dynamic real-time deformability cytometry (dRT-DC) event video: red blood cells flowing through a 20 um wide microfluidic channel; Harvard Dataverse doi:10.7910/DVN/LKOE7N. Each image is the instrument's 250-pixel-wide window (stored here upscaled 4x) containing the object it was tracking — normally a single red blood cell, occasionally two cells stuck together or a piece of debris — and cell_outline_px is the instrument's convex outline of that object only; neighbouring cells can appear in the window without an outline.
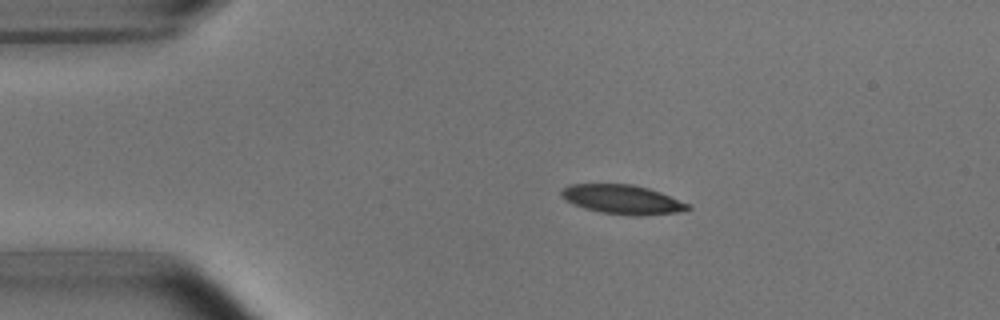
{"species": "common noctule bat (a hibernating species)", "species_latin": "Nyctalus noctula", "temperature_condition": "room temperature", "stored_images_in_passage": 12, "camera_frame_rate_fps": 3000, "um_per_image_px": 0.085, "animal": {"sex": "male", "body_mass_g": 15.6}, "frame": {"image": 1, "passage_image": 1, "time_ms": 0.0, "image_size_px": [1000, 320], "cell_outline_px": [[692, 208], [676, 212], [640, 216], [600, 212], [584, 208], [572, 204], [564, 200], [560, 196], [560, 192], [564, 188], [572, 184], [632, 184], [648, 188], [660, 192], [688, 204]], "centroid_in_image_um": [52.85, 16.95], "position_along_channel_um": 32.1, "area_um2": 21.33}}
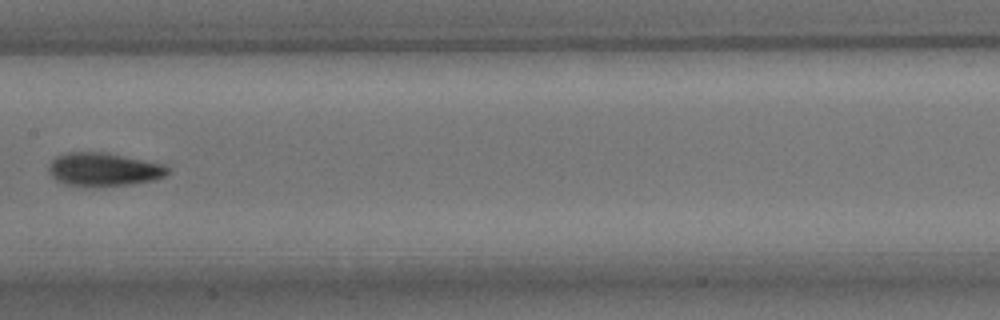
{"frame": {"image": 2, "passage_image": 6, "time_ms": 5.667, "image_size_px": [1000, 320], "cell_outline_px": [[172, 172], [156, 180], [132, 184], [96, 188], [64, 184], [56, 180], [52, 176], [48, 168], [52, 160], [56, 156], [68, 152], [104, 152], [164, 164], [172, 168]], "centroid_in_image_um": [8.86, 14.43], "position_along_channel_um": 198.5, "area_um2": 23.64}}
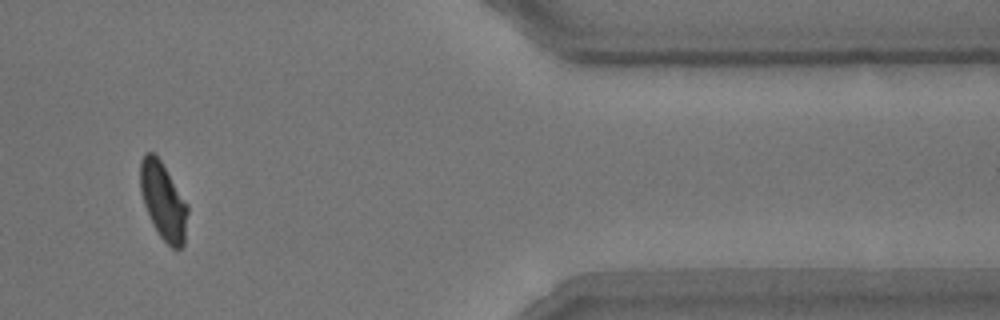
{"frame": {"image": 3, "passage_image": 11, "time_ms": 12.0, "image_size_px": [1000, 320], "cell_outline_px": [[188, 212], [184, 244], [176, 252], [160, 236], [152, 224], [144, 204], [140, 192], [140, 160], [148, 152], [152, 152], [160, 160], [188, 204]], "centroid_in_image_um": [13.88, 17.12], "position_along_channel_um": 397.5, "area_um2": 21.27}, "authors_computed_cell_mechanics": {"area_um2": 22.1085, "velocity_mm_per_s": 3.6906, "shape_relaxation_time_tau1_ms": 4.839, "shape_relaxation_time_tau2_ms": 1.3796, "deformation_change_tau1": 0.124, "deformation_change_tau2": 0.0551}}